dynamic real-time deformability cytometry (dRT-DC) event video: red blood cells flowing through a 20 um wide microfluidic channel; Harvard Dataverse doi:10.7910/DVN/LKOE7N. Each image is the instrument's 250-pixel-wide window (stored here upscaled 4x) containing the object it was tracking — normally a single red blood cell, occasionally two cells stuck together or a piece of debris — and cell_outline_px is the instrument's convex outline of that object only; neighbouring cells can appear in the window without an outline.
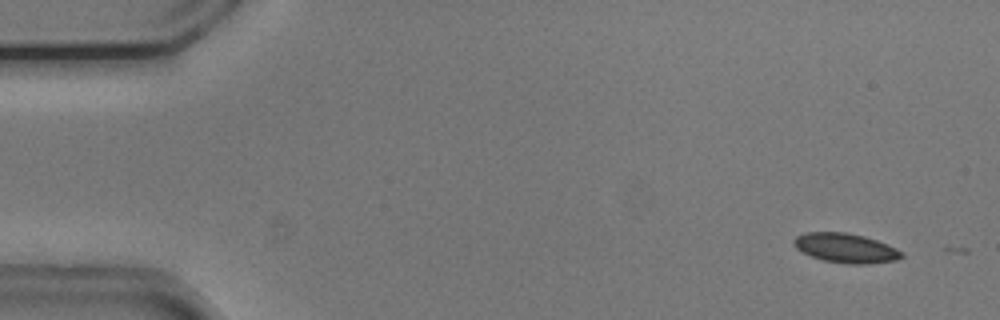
{"species": "common noctule bat (a hibernating species)", "species_latin": "Nyctalus noctula", "temperature_condition": "cold", "stored_images_in_passage": 6, "camera_frame_rate_fps": 3000, "um_per_image_px": 0.085, "animal": {"sex": "male", "body_mass_g": 20.5, "forearm_length_mm": 52.5}, "frame": {"image": 1, "passage_image": 4, "time_ms": 1.0, "image_size_px": [1000, 320], "cell_outline_px": [[904, 256], [896, 260], [868, 264], [848, 264], [824, 260], [800, 252], [792, 244], [792, 240], [796, 236], [808, 232], [844, 232], [864, 236], [876, 240], [896, 248], [904, 252]], "centroid_in_image_um": [71.87, 21.08], "position_along_channel_um": 13.1, "area_um2": 18.55}}